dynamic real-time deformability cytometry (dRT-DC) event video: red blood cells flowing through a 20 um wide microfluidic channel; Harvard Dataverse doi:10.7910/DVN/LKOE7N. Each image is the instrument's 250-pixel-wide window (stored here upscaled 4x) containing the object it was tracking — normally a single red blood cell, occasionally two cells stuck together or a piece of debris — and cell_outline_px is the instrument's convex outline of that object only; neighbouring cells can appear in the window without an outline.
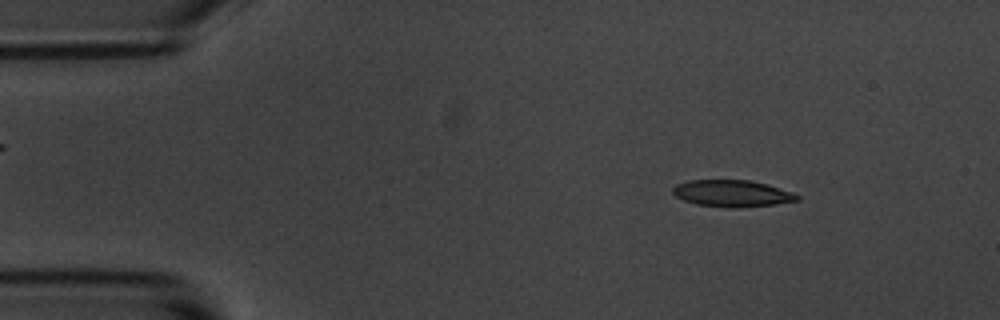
{"species": "common noctule bat (a hibernating species)", "species_latin": "Nyctalus noctula", "temperature_condition": "room temperature", "stored_images_in_passage": 4, "segment_of_instrument_passage": [1, 2], "camera_frame_rate_fps": 3000, "um_per_image_px": 0.085, "animal": {"sex": "male", "body_mass_g": 20.1, "forearm_length_mm": 53.5}, "frame": {"image": 1, "passage_image": 1, "time_ms": 0.0, "image_size_px": [1000, 320], "cell_outline_px": [[800, 200], [776, 204], [736, 208], [696, 204], [684, 200], [676, 196], [672, 192], [672, 188], [676, 184], [688, 180], [748, 180], [764, 184], [792, 192], [800, 196]], "centroid_in_image_um": [62.21, 16.44], "position_along_channel_um": 22.8, "area_um2": 19.19}}